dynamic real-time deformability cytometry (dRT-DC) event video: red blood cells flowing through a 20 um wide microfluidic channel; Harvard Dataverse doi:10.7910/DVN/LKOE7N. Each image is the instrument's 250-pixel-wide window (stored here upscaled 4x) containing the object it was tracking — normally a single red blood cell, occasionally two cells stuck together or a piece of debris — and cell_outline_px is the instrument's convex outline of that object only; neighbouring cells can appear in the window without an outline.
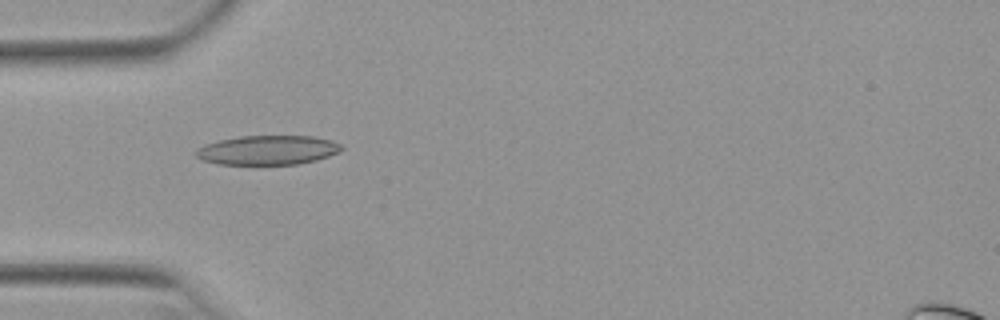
{"species": "Egyptian fruit bat (a non-hibernating species)", "species_latin": "Rousettus aegyptiacus", "temperature_condition": "warm", "stored_images_in_passage": 46, "camera_frame_rate_fps": 3000, "um_per_image_px": 0.085, "animal": {"sex": "female"}, "frame": {"image": 1, "passage_image": 11, "time_ms": 3.333, "image_size_px": [1000, 320], "cell_outline_px": [[344, 148], [340, 152], [316, 160], [296, 164], [216, 164], [200, 160], [196, 156], [196, 148], [204, 144], [220, 140], [240, 136], [312, 136], [332, 140], [340, 144]], "centroid_in_image_um": [22.74, 12.76], "position_along_channel_um": 62.3, "area_um2": 24.97}}
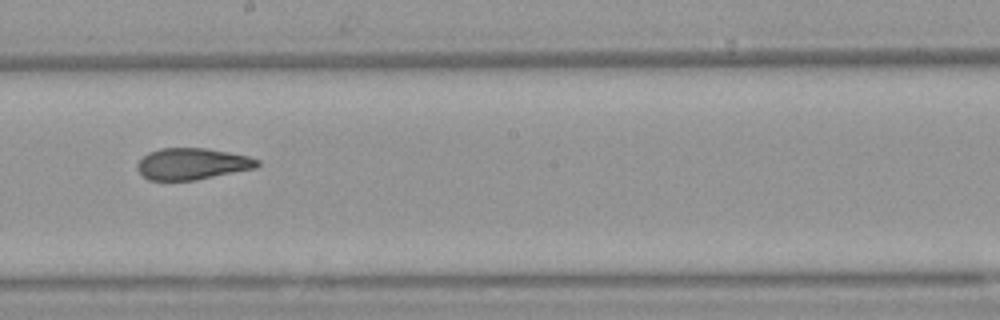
{"frame": {"image": 2, "passage_image": 24, "time_ms": 7.667, "image_size_px": [1000, 320], "cell_outline_px": [[260, 164], [256, 168], [196, 180], [148, 180], [136, 168], [136, 164], [148, 152], [160, 148], [208, 148], [248, 156], [260, 160]], "centroid_in_image_um": [16.34, 13.92], "position_along_channel_um": 231.9, "area_um2": 22.08}}
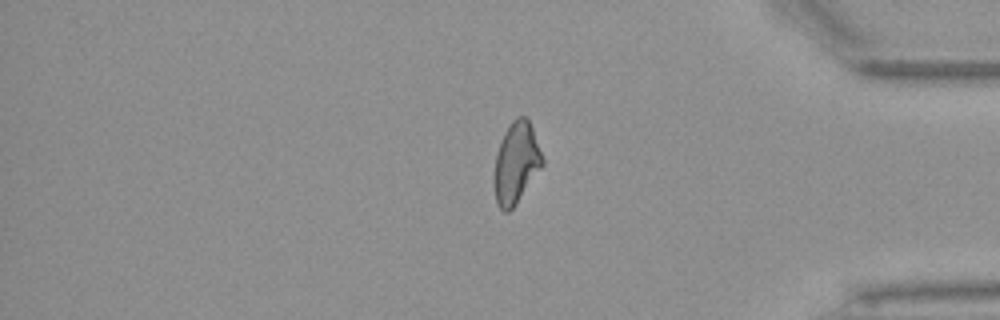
{"frame": {"image": 3, "passage_image": 38, "time_ms": 12.333, "image_size_px": [1000, 320], "cell_outline_px": [[544, 164], [516, 204], [508, 212], [504, 212], [500, 208], [496, 200], [496, 156], [504, 132], [512, 120], [516, 116], [524, 116], [528, 120], [532, 128], [544, 160]], "centroid_in_image_um": [43.91, 13.83], "position_along_channel_um": 391.3, "area_um2": 22.14}, "authors_computed_cell_mechanics": {"area_um2": 22.9466, "velocity_mm_per_s": 3.9436, "shape_relaxation_time_tau1_ms": null, "shape_relaxation_time_tau2_ms": 2.1913, "deformation_change_tau1": null, "deformation_change_tau2": 0.0984}}